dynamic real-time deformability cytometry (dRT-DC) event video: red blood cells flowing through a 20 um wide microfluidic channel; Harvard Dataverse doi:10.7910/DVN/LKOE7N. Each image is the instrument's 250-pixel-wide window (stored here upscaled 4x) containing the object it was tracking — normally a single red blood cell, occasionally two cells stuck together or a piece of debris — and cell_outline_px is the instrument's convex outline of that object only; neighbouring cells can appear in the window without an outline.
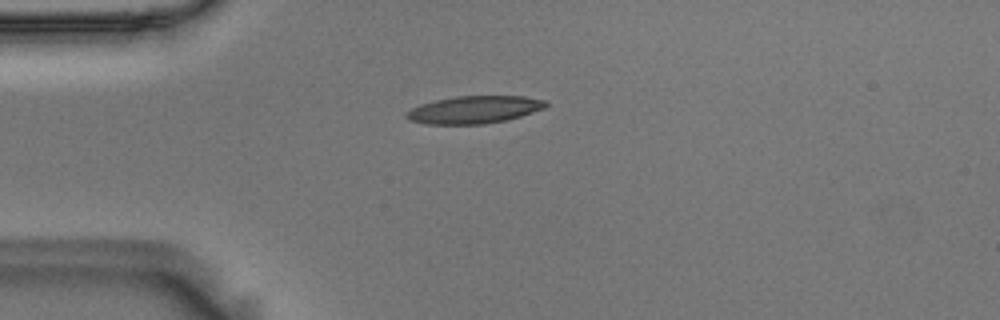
{"species": "Egyptian fruit bat (a non-hibernating species)", "species_latin": "Rousettus aegyptiacus", "temperature_condition": "room temperature", "stored_images_in_passage": 31, "camera_frame_rate_fps": 3000, "um_per_image_px": 0.085, "animal": {"sex": "male"}, "frame": {"image": 1, "passage_image": 1, "time_ms": 0.0, "image_size_px": [1000, 320], "cell_outline_px": [[548, 104], [544, 108], [520, 116], [504, 120], [484, 124], [428, 124], [408, 120], [408, 112], [412, 108], [420, 104], [436, 100], [456, 96], [524, 96], [548, 100]], "centroid_in_image_um": [40.34, 9.31], "position_along_channel_um": 44.7, "area_um2": 22.14}}
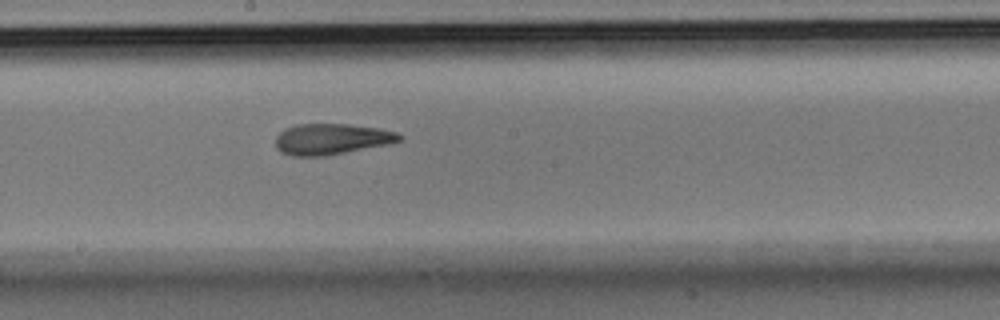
{"frame": {"image": 2, "passage_image": 17, "time_ms": 5.333, "image_size_px": [1000, 320], "cell_outline_px": [[404, 136], [400, 140], [388, 144], [324, 156], [292, 156], [280, 152], [276, 148], [276, 136], [284, 128], [296, 124], [348, 124], [376, 128], [396, 132]], "centroid_in_image_um": [28.13, 11.82], "position_along_channel_um": 220.1, "area_um2": 22.25}}
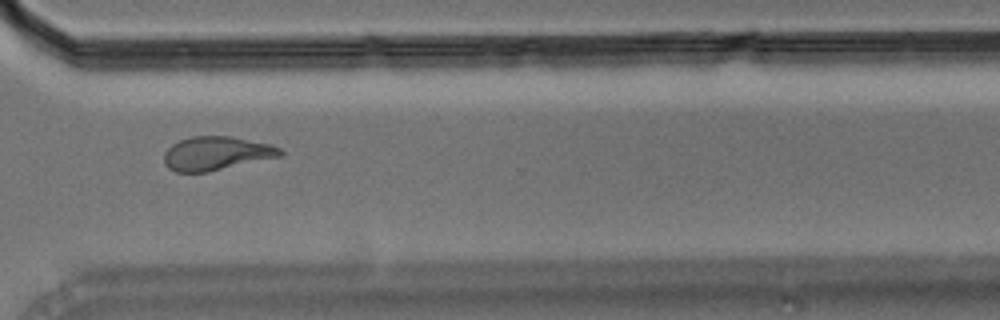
{"frame": {"image": 3, "passage_image": 28, "time_ms": 9.0, "image_size_px": [1000, 320], "cell_outline_px": [[284, 152], [280, 156], [208, 172], [176, 172], [168, 168], [164, 164], [164, 152], [172, 144], [180, 140], [192, 136], [232, 136], [272, 144], [280, 148]], "centroid_in_image_um": [18.38, 13.03], "position_along_channel_um": 352.2, "area_um2": 22.89}, "authors_computed_cell_mechanics": {"area_um2": 22.253, "velocity_mm_per_s": 3.6104, "shape_relaxation_time_tau1_ms": 8.2832, "shape_relaxation_time_tau2_ms": 2.9128, "deformation_change_tau1": 0.24, "deformation_change_tau2": 0.1215}}